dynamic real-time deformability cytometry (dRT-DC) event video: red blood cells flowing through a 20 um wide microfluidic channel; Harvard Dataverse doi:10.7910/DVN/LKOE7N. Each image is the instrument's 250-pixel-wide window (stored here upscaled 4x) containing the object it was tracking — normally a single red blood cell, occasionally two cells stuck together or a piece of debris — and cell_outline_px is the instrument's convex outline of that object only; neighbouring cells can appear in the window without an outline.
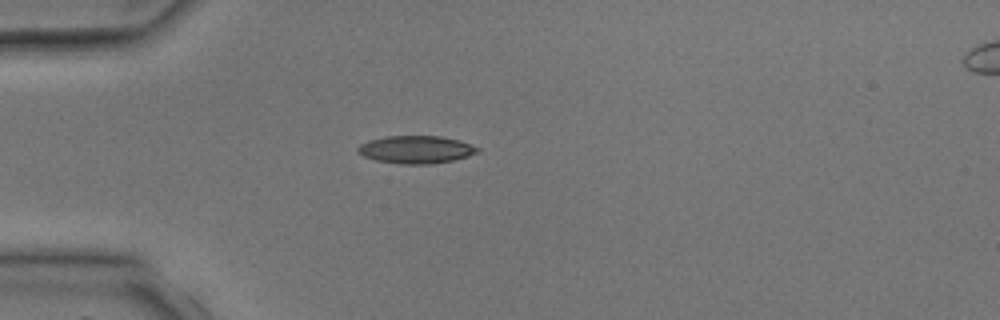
{"species": "common noctule bat (a hibernating species)", "species_latin": "Nyctalus noctula", "temperature_condition": "room temperature", "stored_images_in_passage": 5, "camera_frame_rate_fps": 3000, "um_per_image_px": 0.085, "animal": {"sex": "male", "body_mass_g": 17.9, "forearm_length_mm": 54.2}, "frame": {"image": 1, "passage_image": 4, "time_ms": 4.0, "image_size_px": [1000, 320], "cell_outline_px": [[480, 152], [468, 156], [452, 160], [432, 164], [400, 164], [376, 160], [364, 156], [356, 152], [356, 148], [360, 144], [368, 140], [388, 136], [440, 136], [460, 140], [472, 144], [480, 148]], "centroid_in_image_um": [35.37, 12.71], "position_along_channel_um": 49.6, "area_um2": 19.48}}